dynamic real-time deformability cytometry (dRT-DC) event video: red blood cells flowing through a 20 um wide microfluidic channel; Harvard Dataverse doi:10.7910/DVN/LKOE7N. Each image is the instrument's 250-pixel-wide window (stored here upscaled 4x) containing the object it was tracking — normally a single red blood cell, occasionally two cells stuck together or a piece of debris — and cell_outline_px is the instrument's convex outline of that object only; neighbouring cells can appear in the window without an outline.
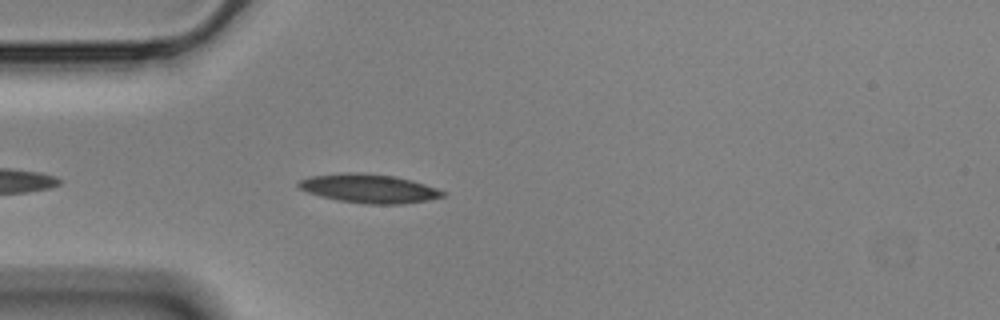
{"species": "Egyptian fruit bat (a non-hibernating species)", "species_latin": "Rousettus aegyptiacus", "temperature_condition": "cold", "stored_images_in_passage": 42, "camera_frame_rate_fps": 3000, "um_per_image_px": 0.085, "animal": {"sex": "male"}, "frame": {"image": 1, "passage_image": 4, "time_ms": 1.0, "image_size_px": [1000, 320], "cell_outline_px": [[448, 192], [444, 196], [428, 200], [400, 204], [364, 204], [340, 200], [320, 196], [308, 192], [300, 188], [296, 184], [300, 180], [308, 176], [340, 172], [360, 172], [396, 176], [412, 180]], "centroid_in_image_um": [31.36, 16.01], "position_along_channel_um": 53.6, "area_um2": 24.39}}
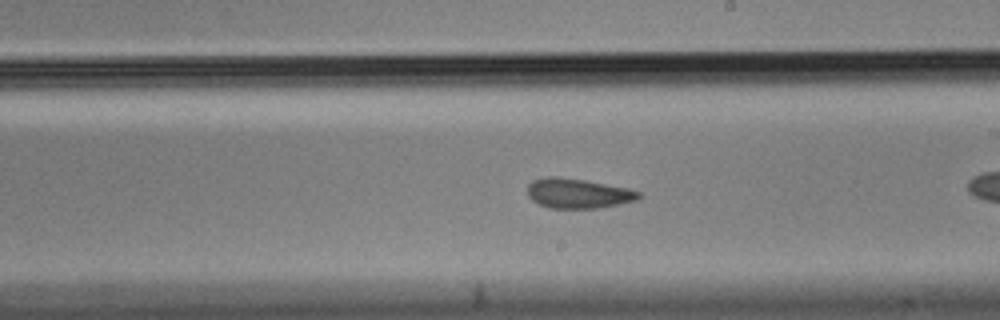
{"frame": {"image": 2, "passage_image": 17, "time_ms": 5.333, "image_size_px": [1000, 320], "cell_outline_px": [[640, 196], [636, 200], [600, 208], [548, 208], [532, 200], [528, 196], [528, 184], [532, 180], [548, 176], [556, 176], [584, 180], [628, 188], [640, 192]], "centroid_in_image_um": [49.1, 16.43], "position_along_channel_um": 239.9, "area_um2": 19.25}}
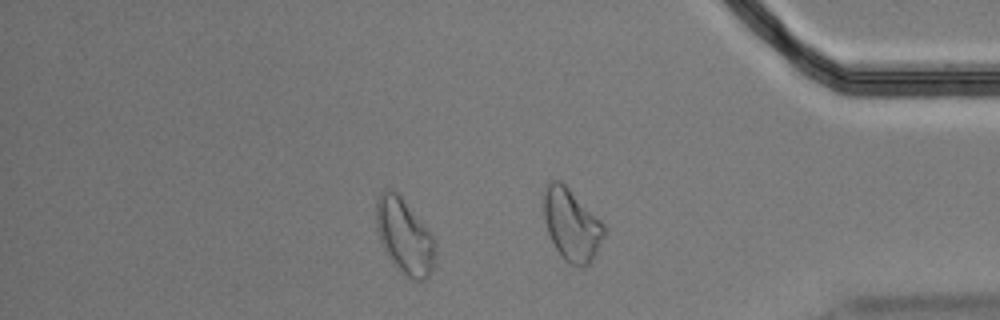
{"frame": {"image": 3, "passage_image": 34, "time_ms": 11.0, "image_size_px": [1000, 320], "cell_outline_px": [[436, 244], [432, 268], [428, 280], [412, 280], [404, 276], [392, 264], [380, 244], [376, 224], [376, 200], [380, 192], [384, 188], [392, 188], [400, 196], [432, 236]], "centroid_in_image_um": [34.34, 20.12], "position_along_channel_um": 400.9, "area_um2": 25.95}, "authors_computed_cell_mechanics": {"area_um2": 20.1722, "velocity_mm_per_s": 3.5406, "shape_relaxation_time_tau1_ms": 5.551, "shape_relaxation_time_tau2_ms": 2.0935, "deformation_change_tau1": 0.1154, "deformation_change_tau2": 0.0385}}